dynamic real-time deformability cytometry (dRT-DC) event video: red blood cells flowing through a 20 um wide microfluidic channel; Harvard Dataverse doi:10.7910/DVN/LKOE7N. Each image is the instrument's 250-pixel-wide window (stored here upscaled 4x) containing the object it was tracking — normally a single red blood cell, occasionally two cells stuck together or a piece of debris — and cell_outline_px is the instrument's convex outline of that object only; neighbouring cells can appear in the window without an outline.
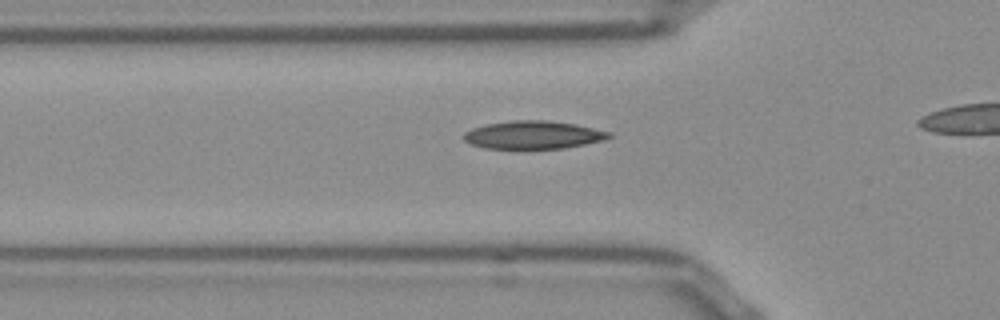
{"species": "Egyptian fruit bat (a non-hibernating species)", "species_latin": "Rousettus aegyptiacus", "temperature_condition": "room temperature", "stored_images_in_passage": 34, "camera_frame_rate_fps": 3000, "um_per_image_px": 0.085, "frame": {"image": 1, "passage_image": 9, "time_ms": 2.667, "image_size_px": [1000, 320], "cell_outline_px": [[612, 136], [600, 140], [584, 144], [564, 148], [484, 148], [472, 144], [464, 140], [464, 132], [472, 128], [484, 124], [512, 120], [544, 120], [576, 124], [612, 132]], "centroid_in_image_um": [45.3, 11.45], "position_along_channel_um": 80.5, "area_um2": 23.52}}
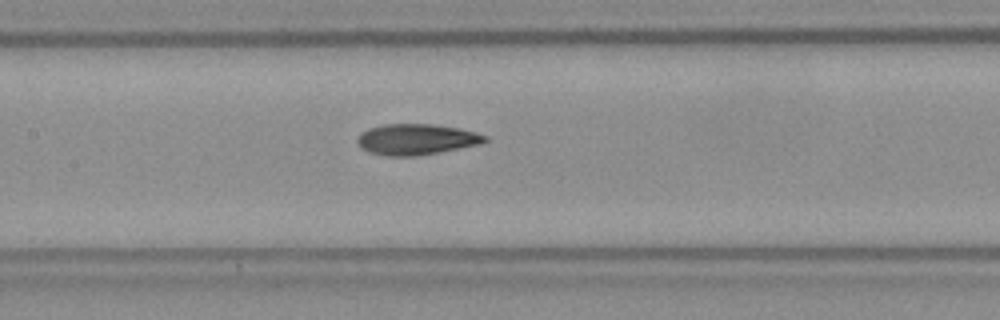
{"frame": {"image": 2, "passage_image": 16, "time_ms": 5.0, "image_size_px": [1000, 320], "cell_outline_px": [[488, 140], [480, 144], [416, 156], [388, 156], [368, 152], [360, 148], [356, 140], [368, 128], [384, 124], [432, 124], [460, 128], [476, 132], [488, 136]], "centroid_in_image_um": [35.39, 11.84], "position_along_channel_um": 172.0, "area_um2": 22.89}}
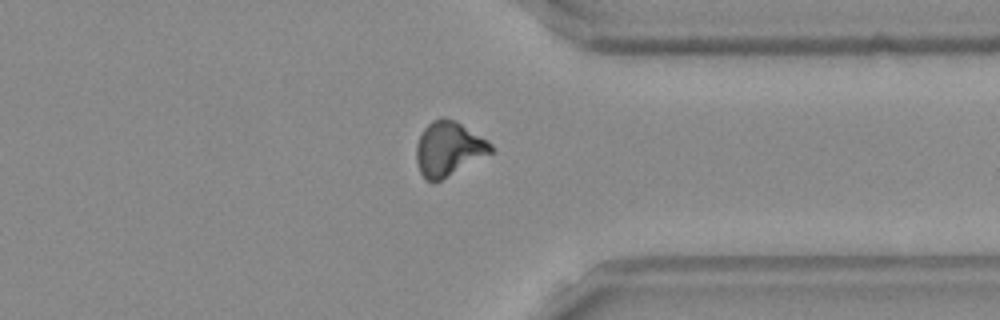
{"frame": {"image": 3, "passage_image": 32, "time_ms": 10.333, "image_size_px": [1000, 320], "cell_outline_px": [[492, 152], [440, 180], [428, 180], [420, 172], [416, 160], [416, 144], [424, 128], [432, 120], [440, 116], [444, 116], [456, 120], [488, 140], [492, 144]], "centroid_in_image_um": [38.12, 12.59], "position_along_channel_um": 373.3, "area_um2": 23.35}}